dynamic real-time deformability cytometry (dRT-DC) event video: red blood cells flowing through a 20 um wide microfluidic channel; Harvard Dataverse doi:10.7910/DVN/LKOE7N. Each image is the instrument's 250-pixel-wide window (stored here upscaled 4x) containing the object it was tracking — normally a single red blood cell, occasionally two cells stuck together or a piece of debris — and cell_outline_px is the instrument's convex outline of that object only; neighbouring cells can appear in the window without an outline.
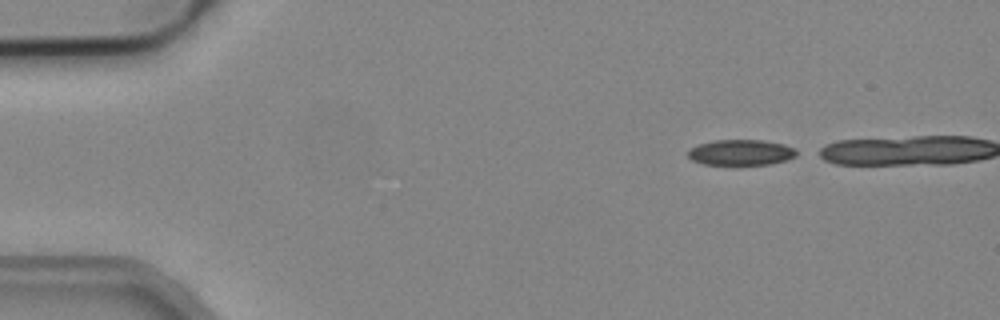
{"species": "common noctule bat (a hibernating species)", "species_latin": "Nyctalus noctula", "temperature_condition": "cold", "stored_images_in_passage": 4, "camera_frame_rate_fps": 3000, "um_per_image_px": 0.085, "animal": {"sex": "male", "body_mass_g": 19.2, "forearm_length_mm": 51.8}, "frame": {"image": 1, "passage_image": 1, "time_ms": 0.0, "image_size_px": [1000, 320], "cell_outline_px": [[796, 156], [788, 160], [772, 164], [704, 164], [692, 160], [688, 156], [688, 148], [700, 144], [716, 140], [764, 140], [784, 144], [796, 148]], "centroid_in_image_um": [63.01, 12.95], "position_along_channel_um": 22.0, "area_um2": 16.24}}